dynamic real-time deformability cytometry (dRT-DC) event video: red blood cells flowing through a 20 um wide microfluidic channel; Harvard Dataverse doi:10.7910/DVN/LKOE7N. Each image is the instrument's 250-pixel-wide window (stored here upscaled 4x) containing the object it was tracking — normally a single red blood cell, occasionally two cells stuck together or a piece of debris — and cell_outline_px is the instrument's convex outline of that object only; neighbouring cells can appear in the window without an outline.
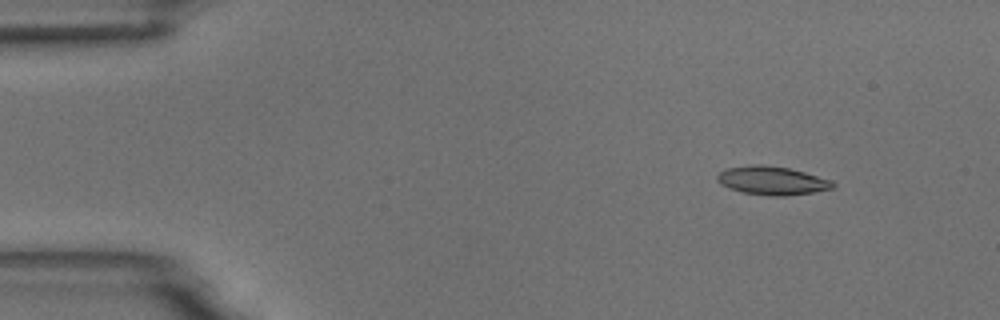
{"species": "common noctule bat (a hibernating species)", "species_latin": "Nyctalus noctula", "temperature_condition": "room temperature", "stored_images_in_passage": 49, "camera_frame_rate_fps": 3000, "um_per_image_px": 0.085, "animal": {"sex": "male", "body_mass_g": 18.8}, "frame": {"image": 1, "passage_image": 1, "time_ms": 0.0, "image_size_px": [1000, 320], "cell_outline_px": [[836, 184], [832, 188], [812, 192], [784, 196], [772, 196], [744, 192], [728, 188], [720, 184], [716, 180], [716, 176], [720, 172], [728, 168], [756, 164], [760, 164], [788, 168], [804, 172], [832, 180]], "centroid_in_image_um": [65.61, 15.35], "position_along_channel_um": 19.4, "area_um2": 19.02}}
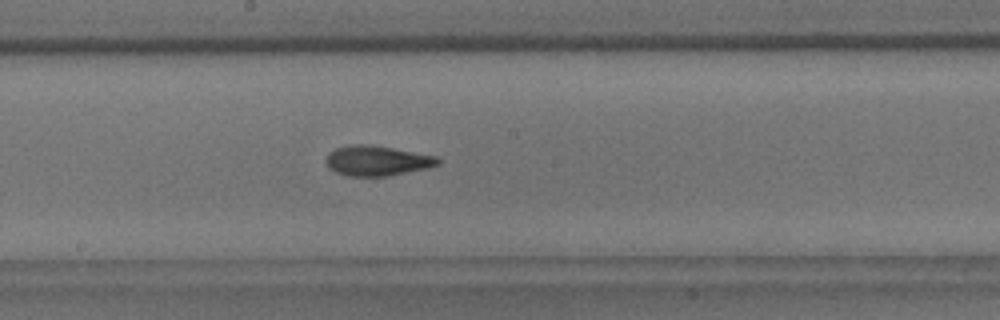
{"frame": {"image": 2, "passage_image": 24, "time_ms": 7.667, "image_size_px": [1000, 320], "cell_outline_px": [[440, 164], [428, 168], [388, 176], [348, 176], [336, 172], [328, 168], [328, 152], [336, 148], [352, 144], [368, 144], [392, 148], [436, 156], [440, 160]], "centroid_in_image_um": [32.06, 13.66], "position_along_channel_um": 216.1, "area_um2": 19.48}}
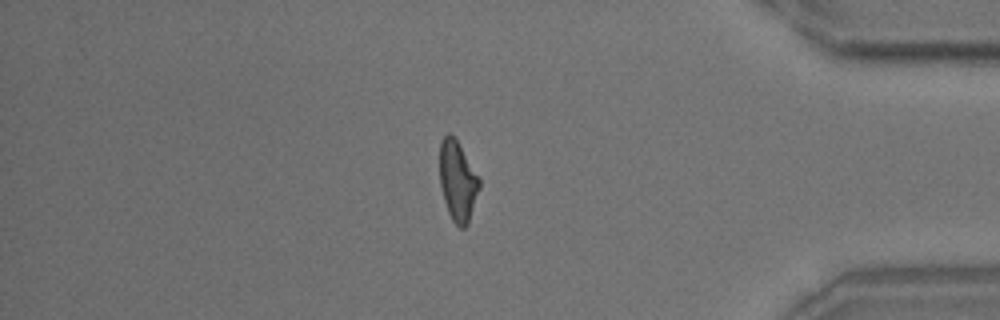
{"frame": {"image": 3, "passage_image": 41, "time_ms": 13.333, "image_size_px": [1000, 320], "cell_outline_px": [[480, 188], [468, 224], [464, 228], [460, 228], [452, 220], [448, 212], [444, 200], [440, 184], [440, 140], [448, 132], [456, 140], [480, 180]], "centroid_in_image_um": [38.89, 15.42], "position_along_channel_um": 396.3, "area_um2": 18.21}, "authors_computed_cell_mechanics": {"area_um2": 18.785, "velocity_mm_per_s": 3.7193, "shape_relaxation_time_tau1_ms": 4.7905, "shape_relaxation_time_tau2_ms": 3.3686, "deformation_change_tau1": 0.1777, "deformation_change_tau2": 0.0918}}